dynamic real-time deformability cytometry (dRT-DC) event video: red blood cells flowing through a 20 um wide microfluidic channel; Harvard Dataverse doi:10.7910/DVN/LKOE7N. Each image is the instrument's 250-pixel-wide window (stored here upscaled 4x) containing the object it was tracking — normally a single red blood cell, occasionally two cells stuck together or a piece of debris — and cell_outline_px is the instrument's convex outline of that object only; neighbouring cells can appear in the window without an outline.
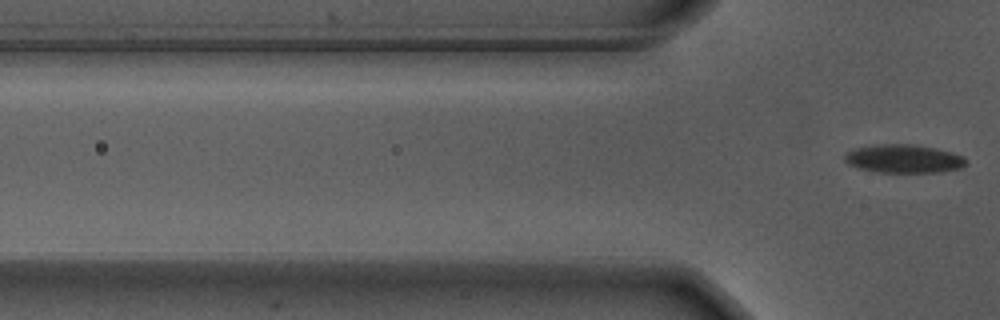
{"species": "Egyptian fruit bat (a non-hibernating species)", "species_latin": "Rousettus aegyptiacus", "temperature_condition": "warm", "stored_images_in_passage": 2, "camera_frame_rate_fps": 3000, "um_per_image_px": 0.085, "animal": {"sex": "male"}, "frame": {"image": 1, "passage_image": 2, "time_ms": 0.333, "image_size_px": [1000, 320], "cell_outline_px": [[968, 160], [960, 168], [940, 172], [876, 172], [860, 168], [848, 164], [844, 160], [844, 156], [848, 152], [856, 148], [884, 144], [908, 144], [932, 148], [952, 152], [964, 156]], "centroid_in_image_um": [76.83, 13.5], "position_along_channel_um": 49.0, "area_um2": 19.77}}